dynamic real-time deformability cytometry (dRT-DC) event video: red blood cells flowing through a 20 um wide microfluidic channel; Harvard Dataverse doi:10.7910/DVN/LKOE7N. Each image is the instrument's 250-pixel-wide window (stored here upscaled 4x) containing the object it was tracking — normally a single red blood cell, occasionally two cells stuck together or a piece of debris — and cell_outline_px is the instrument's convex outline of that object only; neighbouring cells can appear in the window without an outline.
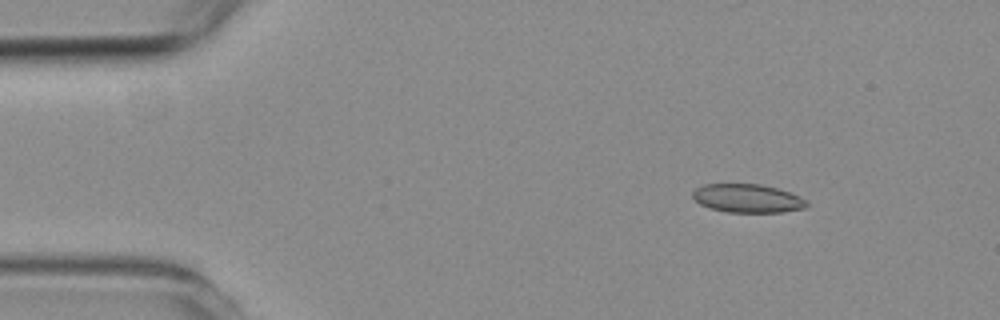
{"species": "common noctule bat (a hibernating species)", "species_latin": "Nyctalus noctula", "temperature_condition": "room temperature", "stored_images_in_passage": 4, "camera_frame_rate_fps": 3000, "um_per_image_px": 0.085, "animal": {"sex": "female", "body_mass_g": 19.3, "forearm_length_mm": 54.1}, "frame": {"image": 1, "passage_image": 1, "time_ms": 0.0, "image_size_px": [1000, 320], "cell_outline_px": [[808, 204], [804, 208], [780, 212], [728, 212], [712, 208], [700, 204], [692, 196], [692, 192], [696, 188], [704, 184], [760, 184], [776, 188], [800, 196], [808, 200]], "centroid_in_image_um": [63.54, 16.85], "position_along_channel_um": 21.5, "area_um2": 18.79}}
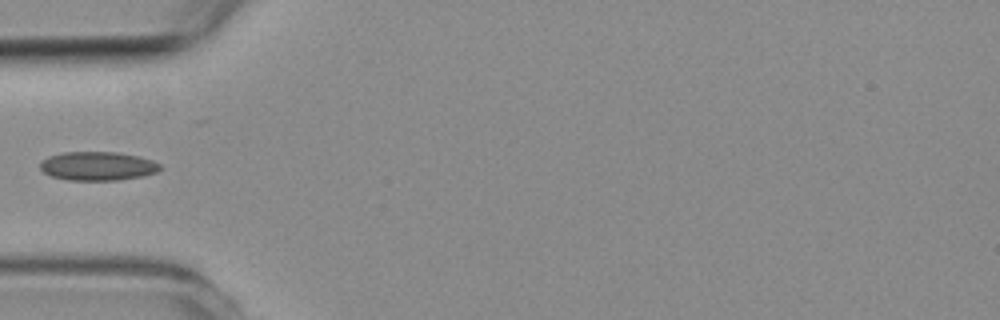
{"frame": {"image": 2, "passage_image": 4, "time_ms": 3.333, "image_size_px": [1000, 320], "cell_outline_px": [[164, 168], [156, 172], [144, 176], [116, 180], [68, 180], [52, 176], [44, 172], [40, 168], [40, 160], [48, 156], [64, 152], [116, 152], [140, 156], [152, 160], [160, 164]], "centroid_in_image_um": [8.32, 14.11], "position_along_channel_um": 76.7, "area_um2": 20.29}}